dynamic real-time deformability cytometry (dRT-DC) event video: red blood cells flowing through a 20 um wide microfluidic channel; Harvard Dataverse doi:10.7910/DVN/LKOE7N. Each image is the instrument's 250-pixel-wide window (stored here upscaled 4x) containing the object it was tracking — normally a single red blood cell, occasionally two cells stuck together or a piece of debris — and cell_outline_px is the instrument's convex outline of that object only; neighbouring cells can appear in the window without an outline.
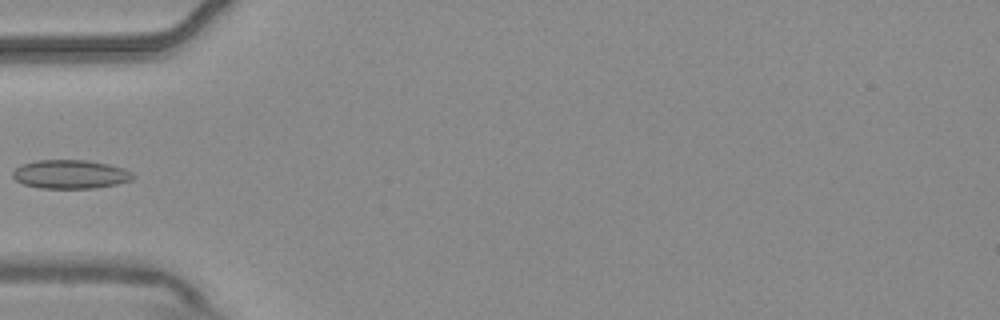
{"species": "common noctule bat (a hibernating species)", "species_latin": "Nyctalus noctula", "temperature_condition": "warm", "stored_images_in_passage": 7, "camera_frame_rate_fps": 3000, "um_per_image_px": 0.085, "animal": {"sex": "male", "body_mass_g": 20.4}, "frame": {"image": 1, "passage_image": 6, "time_ms": 1.667, "image_size_px": [1000, 320], "cell_outline_px": [[136, 176], [132, 180], [116, 184], [96, 188], [40, 188], [24, 184], [16, 180], [12, 176], [12, 172], [20, 164], [36, 160], [84, 160], [108, 164], [124, 168], [132, 172]], "centroid_in_image_um": [5.99, 14.81], "position_along_channel_um": 79.0, "area_um2": 20.23}}